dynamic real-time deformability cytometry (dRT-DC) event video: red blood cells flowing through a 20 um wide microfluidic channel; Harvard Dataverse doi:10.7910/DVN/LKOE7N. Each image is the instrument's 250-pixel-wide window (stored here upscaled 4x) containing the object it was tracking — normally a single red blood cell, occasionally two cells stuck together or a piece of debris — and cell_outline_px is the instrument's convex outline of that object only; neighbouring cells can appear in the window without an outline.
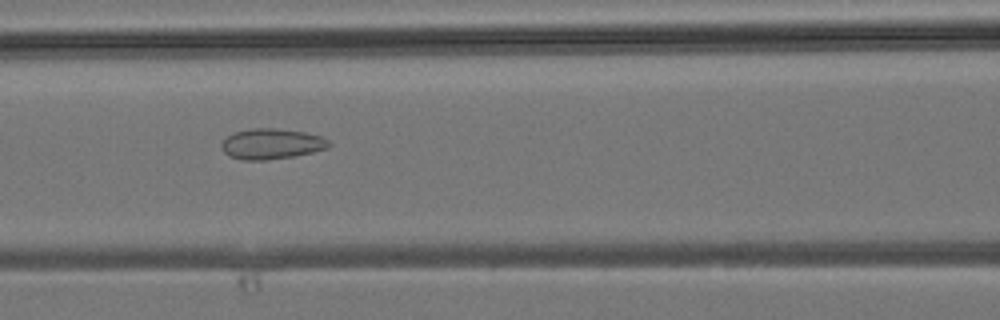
{"species": "common noctule bat (a hibernating species)", "species_latin": "Nyctalus noctula", "temperature_condition": "room temperature", "stored_images_in_passage": 42, "camera_frame_rate_fps": 3000, "um_per_image_px": 0.085, "animal": {"sex": "male", "body_mass_g": 19.2, "forearm_length_mm": 51.8}, "frame": {"image": 1, "passage_image": 18, "time_ms": 5.667, "image_size_px": [1000, 320], "cell_outline_px": [[332, 144], [328, 148], [312, 152], [292, 156], [264, 160], [244, 160], [228, 156], [224, 152], [220, 144], [228, 136], [236, 132], [252, 128], [276, 128], [304, 132], [324, 136]], "centroid_in_image_um": [23.1, 12.22], "position_along_channel_um": 143.5, "area_um2": 19.07}}
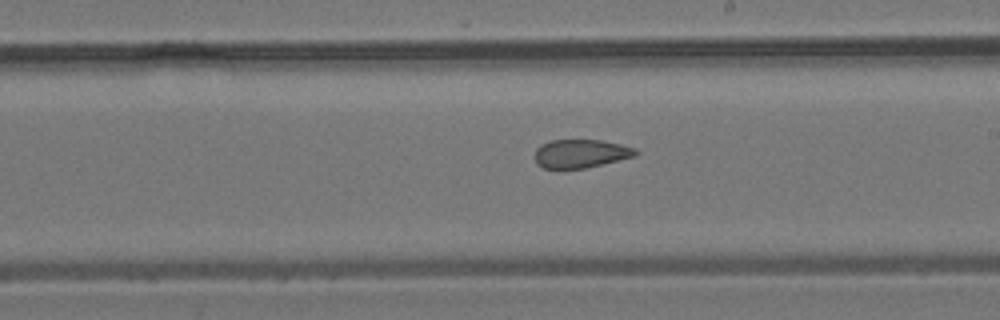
{"frame": {"image": 2, "passage_image": 24, "time_ms": 7.667, "image_size_px": [1000, 320], "cell_outline_px": [[640, 152], [636, 156], [584, 168], [544, 168], [536, 164], [536, 148], [540, 144], [552, 140], [600, 140], [620, 144], [636, 148]], "centroid_in_image_um": [49.38, 13.04], "position_along_channel_um": 239.6, "area_um2": 16.65}}
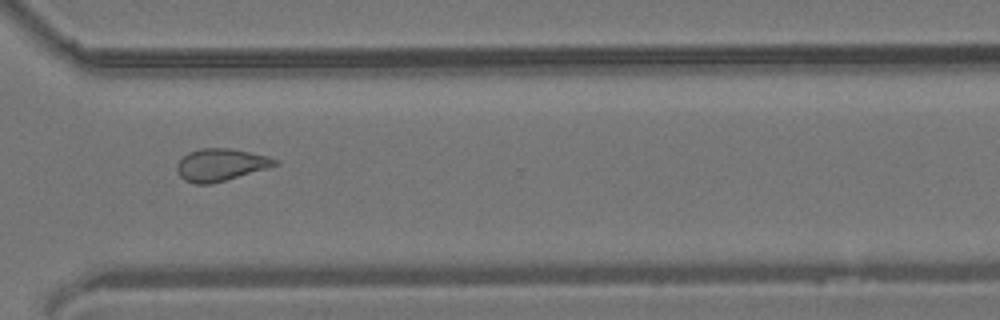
{"frame": {"image": 3, "passage_image": 31, "time_ms": 10.0, "image_size_px": [1000, 320], "cell_outline_px": [[280, 164], [268, 168], [212, 184], [196, 184], [184, 180], [180, 176], [176, 168], [176, 164], [188, 152], [200, 148], [228, 148], [268, 156], [280, 160]], "centroid_in_image_um": [18.77, 14.01], "position_along_channel_um": 351.8, "area_um2": 18.5}}